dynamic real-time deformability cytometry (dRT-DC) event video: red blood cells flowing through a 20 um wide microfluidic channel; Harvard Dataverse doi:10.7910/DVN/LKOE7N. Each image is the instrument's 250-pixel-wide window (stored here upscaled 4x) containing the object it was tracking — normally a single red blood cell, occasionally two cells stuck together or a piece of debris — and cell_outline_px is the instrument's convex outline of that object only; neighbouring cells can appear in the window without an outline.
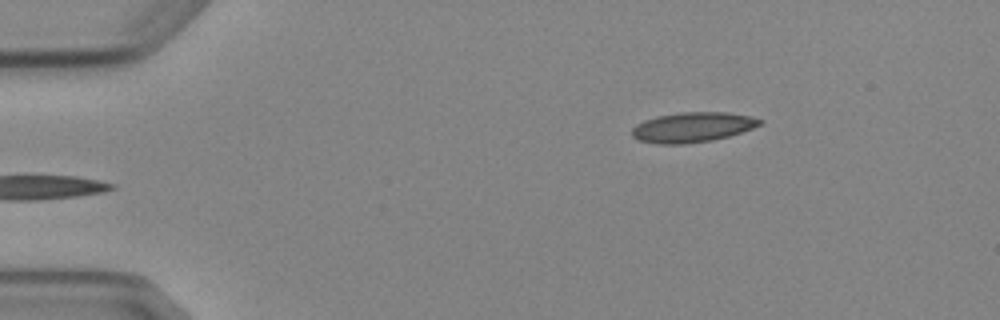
{"species": "Egyptian fruit bat (a non-hibernating species)", "species_latin": "Rousettus aegyptiacus", "temperature_condition": "cold", "stored_images_in_passage": 6, "camera_frame_rate_fps": 3000, "um_per_image_px": 0.085, "animal": {"sex": "female"}, "frame": {"image": 1, "passage_image": 6, "time_ms": 6.667, "image_size_px": [1000, 320], "cell_outline_px": [[764, 124], [728, 136], [712, 140], [684, 144], [656, 144], [640, 140], [632, 136], [632, 128], [636, 124], [644, 120], [656, 116], [680, 112], [728, 112], [752, 116], [764, 120]], "centroid_in_image_um": [58.88, 10.8], "position_along_channel_um": 26.1, "area_um2": 22.48}}